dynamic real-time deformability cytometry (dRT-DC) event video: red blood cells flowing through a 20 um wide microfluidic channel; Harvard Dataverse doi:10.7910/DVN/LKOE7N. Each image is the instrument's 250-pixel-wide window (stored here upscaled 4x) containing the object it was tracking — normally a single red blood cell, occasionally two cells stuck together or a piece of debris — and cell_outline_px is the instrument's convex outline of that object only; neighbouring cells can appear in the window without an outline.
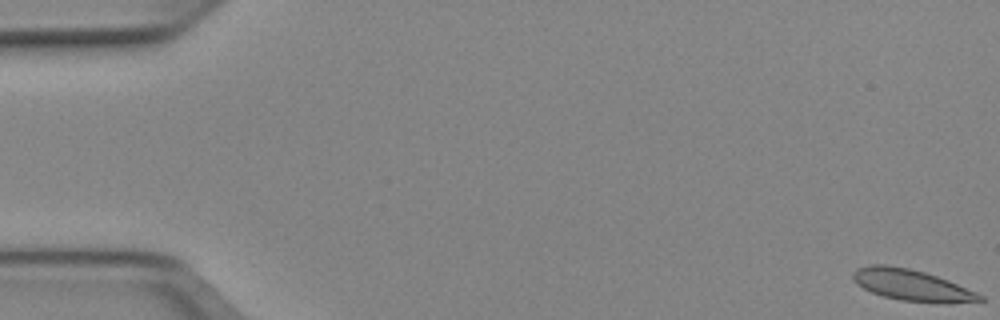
{"species": "Egyptian fruit bat (a non-hibernating species)", "species_latin": "Rousettus aegyptiacus", "temperature_condition": "cold", "stored_images_in_passage": 53, "camera_frame_rate_fps": 3000, "um_per_image_px": 0.085, "animal": {"sex": "female"}, "frame": {"image": 1, "passage_image": 1, "time_ms": 0.0, "image_size_px": [1000, 320], "cell_outline_px": [[984, 300], [980, 304], [948, 304], [900, 300], [884, 296], [872, 292], [856, 284], [852, 276], [852, 272], [856, 268], [872, 264], [884, 264], [908, 268], [924, 272], [948, 280], [976, 292], [984, 296]], "centroid_in_image_um": [77.59, 24.27], "position_along_channel_um": 7.4, "area_um2": 23.58}}
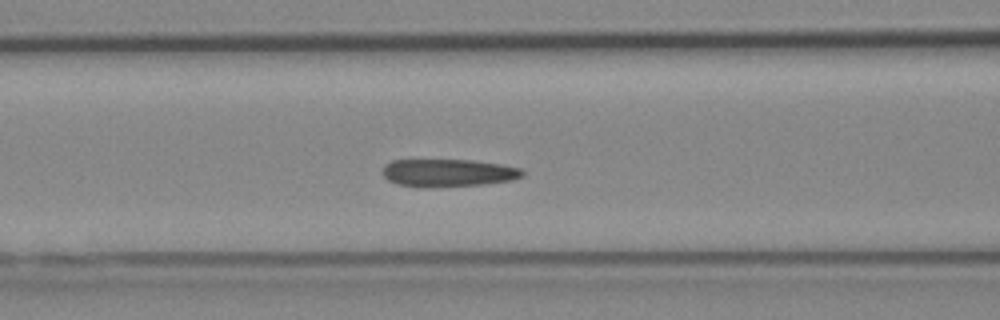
{"frame": {"image": 2, "passage_image": 22, "time_ms": 7.0, "image_size_px": [1000, 320], "cell_outline_px": [[524, 176], [512, 180], [484, 184], [396, 184], [388, 180], [380, 172], [384, 164], [392, 160], [472, 160], [500, 164], [520, 168], [524, 172]], "centroid_in_image_um": [38.11, 14.63], "position_along_channel_um": 128.5, "area_um2": 21.56}}
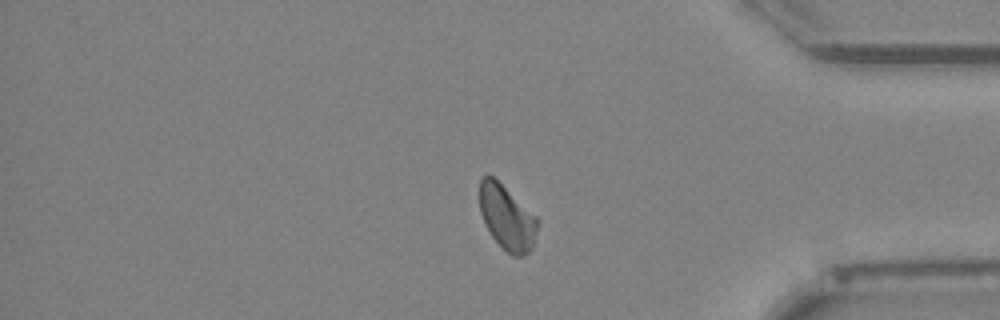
{"frame": {"image": 3, "passage_image": 44, "time_ms": 14.333, "image_size_px": [1000, 320], "cell_outline_px": [[540, 220], [532, 248], [524, 256], [512, 256], [492, 236], [480, 212], [480, 176], [488, 172], [536, 216]], "centroid_in_image_um": [43.1, 18.47], "position_along_channel_um": 392.1, "area_um2": 21.62}, "authors_computed_cell_mechanics": {"area_um2": 22.831, "velocity_mm_per_s": 3.899, "shape_relaxation_time_tau1_ms": null, "shape_relaxation_time_tau2_ms": 5.527, "deformation_change_tau1": null, "deformation_change_tau2": 0.0806}}